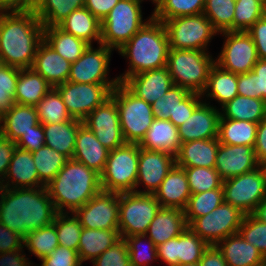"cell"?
I'll return each instance as SVG.
<instances>
[{"label":"cell","instance_id":"obj_1","mask_svg":"<svg viewBox=\"0 0 266 266\" xmlns=\"http://www.w3.org/2000/svg\"><path fill=\"white\" fill-rule=\"evenodd\" d=\"M58 214L46 186L0 191V223L22 237L52 224Z\"/></svg>","mask_w":266,"mask_h":266},{"label":"cell","instance_id":"obj_2","mask_svg":"<svg viewBox=\"0 0 266 266\" xmlns=\"http://www.w3.org/2000/svg\"><path fill=\"white\" fill-rule=\"evenodd\" d=\"M44 27L29 7L16 12H2L0 57L4 65L31 68L38 46L43 41Z\"/></svg>","mask_w":266,"mask_h":266},{"label":"cell","instance_id":"obj_3","mask_svg":"<svg viewBox=\"0 0 266 266\" xmlns=\"http://www.w3.org/2000/svg\"><path fill=\"white\" fill-rule=\"evenodd\" d=\"M117 51L129 60V69L118 76L122 83L132 75L166 67L169 38L164 23L152 17Z\"/></svg>","mask_w":266,"mask_h":266},{"label":"cell","instance_id":"obj_4","mask_svg":"<svg viewBox=\"0 0 266 266\" xmlns=\"http://www.w3.org/2000/svg\"><path fill=\"white\" fill-rule=\"evenodd\" d=\"M46 189L58 213H72L102 190L100 174L69 159Z\"/></svg>","mask_w":266,"mask_h":266},{"label":"cell","instance_id":"obj_5","mask_svg":"<svg viewBox=\"0 0 266 266\" xmlns=\"http://www.w3.org/2000/svg\"><path fill=\"white\" fill-rule=\"evenodd\" d=\"M214 64L208 51L169 48L166 67L174 85L201 94Z\"/></svg>","mask_w":266,"mask_h":266},{"label":"cell","instance_id":"obj_6","mask_svg":"<svg viewBox=\"0 0 266 266\" xmlns=\"http://www.w3.org/2000/svg\"><path fill=\"white\" fill-rule=\"evenodd\" d=\"M143 1L119 0L101 22L100 44L118 50L141 29L152 18L143 20Z\"/></svg>","mask_w":266,"mask_h":266},{"label":"cell","instance_id":"obj_7","mask_svg":"<svg viewBox=\"0 0 266 266\" xmlns=\"http://www.w3.org/2000/svg\"><path fill=\"white\" fill-rule=\"evenodd\" d=\"M110 97L117 104L125 141L139 144L154 119L151 104L134 95L122 82L111 91Z\"/></svg>","mask_w":266,"mask_h":266},{"label":"cell","instance_id":"obj_8","mask_svg":"<svg viewBox=\"0 0 266 266\" xmlns=\"http://www.w3.org/2000/svg\"><path fill=\"white\" fill-rule=\"evenodd\" d=\"M138 143H126L109 152L103 172L101 188L115 193L135 192L139 161Z\"/></svg>","mask_w":266,"mask_h":266},{"label":"cell","instance_id":"obj_9","mask_svg":"<svg viewBox=\"0 0 266 266\" xmlns=\"http://www.w3.org/2000/svg\"><path fill=\"white\" fill-rule=\"evenodd\" d=\"M169 38V48L207 51L210 40L219 32L201 13L180 16L164 22Z\"/></svg>","mask_w":266,"mask_h":266},{"label":"cell","instance_id":"obj_10","mask_svg":"<svg viewBox=\"0 0 266 266\" xmlns=\"http://www.w3.org/2000/svg\"><path fill=\"white\" fill-rule=\"evenodd\" d=\"M160 208V203L154 194L120 193L119 233L121 238L145 234Z\"/></svg>","mask_w":266,"mask_h":266},{"label":"cell","instance_id":"obj_11","mask_svg":"<svg viewBox=\"0 0 266 266\" xmlns=\"http://www.w3.org/2000/svg\"><path fill=\"white\" fill-rule=\"evenodd\" d=\"M224 202L245 215L253 214L266 197V172L261 165L255 170L223 180Z\"/></svg>","mask_w":266,"mask_h":266},{"label":"cell","instance_id":"obj_12","mask_svg":"<svg viewBox=\"0 0 266 266\" xmlns=\"http://www.w3.org/2000/svg\"><path fill=\"white\" fill-rule=\"evenodd\" d=\"M245 214L231 204L223 202L205 216L195 218L188 227L209 245L237 234Z\"/></svg>","mask_w":266,"mask_h":266},{"label":"cell","instance_id":"obj_13","mask_svg":"<svg viewBox=\"0 0 266 266\" xmlns=\"http://www.w3.org/2000/svg\"><path fill=\"white\" fill-rule=\"evenodd\" d=\"M118 84H86L66 81L56 86L68 113L72 118L83 120L96 107L111 96Z\"/></svg>","mask_w":266,"mask_h":266},{"label":"cell","instance_id":"obj_14","mask_svg":"<svg viewBox=\"0 0 266 266\" xmlns=\"http://www.w3.org/2000/svg\"><path fill=\"white\" fill-rule=\"evenodd\" d=\"M221 34L226 39L215 63L235 74L251 71L259 58L250 34L247 31H225Z\"/></svg>","mask_w":266,"mask_h":266},{"label":"cell","instance_id":"obj_15","mask_svg":"<svg viewBox=\"0 0 266 266\" xmlns=\"http://www.w3.org/2000/svg\"><path fill=\"white\" fill-rule=\"evenodd\" d=\"M98 48V49H97ZM93 48L89 45L82 56L74 63H71L69 82L86 84H119L118 77H108L110 57L112 48L99 44V47Z\"/></svg>","mask_w":266,"mask_h":266},{"label":"cell","instance_id":"obj_16","mask_svg":"<svg viewBox=\"0 0 266 266\" xmlns=\"http://www.w3.org/2000/svg\"><path fill=\"white\" fill-rule=\"evenodd\" d=\"M73 213L84 228L119 230V193L101 190Z\"/></svg>","mask_w":266,"mask_h":266},{"label":"cell","instance_id":"obj_17","mask_svg":"<svg viewBox=\"0 0 266 266\" xmlns=\"http://www.w3.org/2000/svg\"><path fill=\"white\" fill-rule=\"evenodd\" d=\"M82 121L95 134L98 141L110 151L127 143L121 130L117 104L111 97Z\"/></svg>","mask_w":266,"mask_h":266},{"label":"cell","instance_id":"obj_18","mask_svg":"<svg viewBox=\"0 0 266 266\" xmlns=\"http://www.w3.org/2000/svg\"><path fill=\"white\" fill-rule=\"evenodd\" d=\"M174 165V155L161 151L146 150L140 147L135 193L154 194ZM141 183L145 185L147 190H136L139 185H142Z\"/></svg>","mask_w":266,"mask_h":266},{"label":"cell","instance_id":"obj_19","mask_svg":"<svg viewBox=\"0 0 266 266\" xmlns=\"http://www.w3.org/2000/svg\"><path fill=\"white\" fill-rule=\"evenodd\" d=\"M259 166L254 147L219 143L215 169L223 180L251 172Z\"/></svg>","mask_w":266,"mask_h":266},{"label":"cell","instance_id":"obj_20","mask_svg":"<svg viewBox=\"0 0 266 266\" xmlns=\"http://www.w3.org/2000/svg\"><path fill=\"white\" fill-rule=\"evenodd\" d=\"M220 113L219 108L206 103L205 99L178 127L180 142L217 138Z\"/></svg>","mask_w":266,"mask_h":266},{"label":"cell","instance_id":"obj_21","mask_svg":"<svg viewBox=\"0 0 266 266\" xmlns=\"http://www.w3.org/2000/svg\"><path fill=\"white\" fill-rule=\"evenodd\" d=\"M123 84L138 98L152 104L173 85L167 67L145 71L128 77Z\"/></svg>","mask_w":266,"mask_h":266},{"label":"cell","instance_id":"obj_22","mask_svg":"<svg viewBox=\"0 0 266 266\" xmlns=\"http://www.w3.org/2000/svg\"><path fill=\"white\" fill-rule=\"evenodd\" d=\"M4 179L5 180L1 182V186L5 188L44 187V185L40 182L38 172L32 158V152L19 147H16L14 150Z\"/></svg>","mask_w":266,"mask_h":266},{"label":"cell","instance_id":"obj_23","mask_svg":"<svg viewBox=\"0 0 266 266\" xmlns=\"http://www.w3.org/2000/svg\"><path fill=\"white\" fill-rule=\"evenodd\" d=\"M154 195L161 207L184 210L191 196L185 169L174 165Z\"/></svg>","mask_w":266,"mask_h":266},{"label":"cell","instance_id":"obj_24","mask_svg":"<svg viewBox=\"0 0 266 266\" xmlns=\"http://www.w3.org/2000/svg\"><path fill=\"white\" fill-rule=\"evenodd\" d=\"M40 74L52 87L68 80L71 63L54 51L44 40L38 46L31 67Z\"/></svg>","mask_w":266,"mask_h":266},{"label":"cell","instance_id":"obj_25","mask_svg":"<svg viewBox=\"0 0 266 266\" xmlns=\"http://www.w3.org/2000/svg\"><path fill=\"white\" fill-rule=\"evenodd\" d=\"M110 150L105 148L95 134L82 124L76 136L73 160L85 164L88 168L101 174Z\"/></svg>","mask_w":266,"mask_h":266},{"label":"cell","instance_id":"obj_26","mask_svg":"<svg viewBox=\"0 0 266 266\" xmlns=\"http://www.w3.org/2000/svg\"><path fill=\"white\" fill-rule=\"evenodd\" d=\"M186 228H188V224L184 210L161 207L150 223L145 235L154 242L155 246H158L178 237Z\"/></svg>","mask_w":266,"mask_h":266},{"label":"cell","instance_id":"obj_27","mask_svg":"<svg viewBox=\"0 0 266 266\" xmlns=\"http://www.w3.org/2000/svg\"><path fill=\"white\" fill-rule=\"evenodd\" d=\"M218 146V138L181 143L178 153L175 155V165L178 167L215 168Z\"/></svg>","mask_w":266,"mask_h":266},{"label":"cell","instance_id":"obj_28","mask_svg":"<svg viewBox=\"0 0 266 266\" xmlns=\"http://www.w3.org/2000/svg\"><path fill=\"white\" fill-rule=\"evenodd\" d=\"M216 246L228 266H260L266 261L262 253L239 233L224 238Z\"/></svg>","mask_w":266,"mask_h":266},{"label":"cell","instance_id":"obj_29","mask_svg":"<svg viewBox=\"0 0 266 266\" xmlns=\"http://www.w3.org/2000/svg\"><path fill=\"white\" fill-rule=\"evenodd\" d=\"M39 123L35 106L14 103L12 108L0 117V134L16 142Z\"/></svg>","mask_w":266,"mask_h":266},{"label":"cell","instance_id":"obj_30","mask_svg":"<svg viewBox=\"0 0 266 266\" xmlns=\"http://www.w3.org/2000/svg\"><path fill=\"white\" fill-rule=\"evenodd\" d=\"M180 145L178 127L170 120L156 118L139 143L143 149L166 152L174 156L178 153Z\"/></svg>","mask_w":266,"mask_h":266},{"label":"cell","instance_id":"obj_31","mask_svg":"<svg viewBox=\"0 0 266 266\" xmlns=\"http://www.w3.org/2000/svg\"><path fill=\"white\" fill-rule=\"evenodd\" d=\"M58 27L68 34L92 45L93 41L101 42V21L85 6L72 11Z\"/></svg>","mask_w":266,"mask_h":266},{"label":"cell","instance_id":"obj_32","mask_svg":"<svg viewBox=\"0 0 266 266\" xmlns=\"http://www.w3.org/2000/svg\"><path fill=\"white\" fill-rule=\"evenodd\" d=\"M82 124V120L75 118L62 123L44 124L45 145L72 159L76 136Z\"/></svg>","mask_w":266,"mask_h":266},{"label":"cell","instance_id":"obj_33","mask_svg":"<svg viewBox=\"0 0 266 266\" xmlns=\"http://www.w3.org/2000/svg\"><path fill=\"white\" fill-rule=\"evenodd\" d=\"M121 239L119 230L87 229L81 231L78 256L81 263L92 262Z\"/></svg>","mask_w":266,"mask_h":266},{"label":"cell","instance_id":"obj_34","mask_svg":"<svg viewBox=\"0 0 266 266\" xmlns=\"http://www.w3.org/2000/svg\"><path fill=\"white\" fill-rule=\"evenodd\" d=\"M238 74L222 69L216 63L212 66L206 87L201 96L215 99L223 106L238 95Z\"/></svg>","mask_w":266,"mask_h":266},{"label":"cell","instance_id":"obj_35","mask_svg":"<svg viewBox=\"0 0 266 266\" xmlns=\"http://www.w3.org/2000/svg\"><path fill=\"white\" fill-rule=\"evenodd\" d=\"M86 0H30L43 27L58 26L69 14L85 6Z\"/></svg>","mask_w":266,"mask_h":266},{"label":"cell","instance_id":"obj_36","mask_svg":"<svg viewBox=\"0 0 266 266\" xmlns=\"http://www.w3.org/2000/svg\"><path fill=\"white\" fill-rule=\"evenodd\" d=\"M52 86L32 68L21 69L18 76L15 103L35 106Z\"/></svg>","mask_w":266,"mask_h":266},{"label":"cell","instance_id":"obj_37","mask_svg":"<svg viewBox=\"0 0 266 266\" xmlns=\"http://www.w3.org/2000/svg\"><path fill=\"white\" fill-rule=\"evenodd\" d=\"M220 110H222L220 111V118L245 120L254 123H259L266 118V102L264 100L241 95H237L226 102Z\"/></svg>","mask_w":266,"mask_h":266},{"label":"cell","instance_id":"obj_38","mask_svg":"<svg viewBox=\"0 0 266 266\" xmlns=\"http://www.w3.org/2000/svg\"><path fill=\"white\" fill-rule=\"evenodd\" d=\"M43 40L70 63L80 58L89 46L85 41L64 32L58 26L44 27Z\"/></svg>","mask_w":266,"mask_h":266},{"label":"cell","instance_id":"obj_39","mask_svg":"<svg viewBox=\"0 0 266 266\" xmlns=\"http://www.w3.org/2000/svg\"><path fill=\"white\" fill-rule=\"evenodd\" d=\"M258 123L245 120L220 118L218 141L228 145H246L254 147Z\"/></svg>","mask_w":266,"mask_h":266},{"label":"cell","instance_id":"obj_40","mask_svg":"<svg viewBox=\"0 0 266 266\" xmlns=\"http://www.w3.org/2000/svg\"><path fill=\"white\" fill-rule=\"evenodd\" d=\"M206 0H152L155 4L152 17L162 21L180 16L201 14Z\"/></svg>","mask_w":266,"mask_h":266},{"label":"cell","instance_id":"obj_41","mask_svg":"<svg viewBox=\"0 0 266 266\" xmlns=\"http://www.w3.org/2000/svg\"><path fill=\"white\" fill-rule=\"evenodd\" d=\"M32 158L36 166L40 182L47 186L59 170L69 160L65 155L57 152L47 145L32 152Z\"/></svg>","mask_w":266,"mask_h":266},{"label":"cell","instance_id":"obj_42","mask_svg":"<svg viewBox=\"0 0 266 266\" xmlns=\"http://www.w3.org/2000/svg\"><path fill=\"white\" fill-rule=\"evenodd\" d=\"M39 122L55 124L70 121L72 116L68 113L59 91L52 87L49 92L35 105Z\"/></svg>","mask_w":266,"mask_h":266},{"label":"cell","instance_id":"obj_43","mask_svg":"<svg viewBox=\"0 0 266 266\" xmlns=\"http://www.w3.org/2000/svg\"><path fill=\"white\" fill-rule=\"evenodd\" d=\"M238 95L266 102V60L259 59L248 73L238 74Z\"/></svg>","mask_w":266,"mask_h":266},{"label":"cell","instance_id":"obj_44","mask_svg":"<svg viewBox=\"0 0 266 266\" xmlns=\"http://www.w3.org/2000/svg\"><path fill=\"white\" fill-rule=\"evenodd\" d=\"M224 202L223 188L207 190L189 197L184 214L189 225L195 218L205 216Z\"/></svg>","mask_w":266,"mask_h":266},{"label":"cell","instance_id":"obj_45","mask_svg":"<svg viewBox=\"0 0 266 266\" xmlns=\"http://www.w3.org/2000/svg\"><path fill=\"white\" fill-rule=\"evenodd\" d=\"M59 245L55 225L41 227L38 230L30 231L24 237V247L38 259L51 254Z\"/></svg>","mask_w":266,"mask_h":266},{"label":"cell","instance_id":"obj_46","mask_svg":"<svg viewBox=\"0 0 266 266\" xmlns=\"http://www.w3.org/2000/svg\"><path fill=\"white\" fill-rule=\"evenodd\" d=\"M235 0H206L203 14L219 32L233 31Z\"/></svg>","mask_w":266,"mask_h":266},{"label":"cell","instance_id":"obj_47","mask_svg":"<svg viewBox=\"0 0 266 266\" xmlns=\"http://www.w3.org/2000/svg\"><path fill=\"white\" fill-rule=\"evenodd\" d=\"M209 244L201 239L189 227L177 237V259L179 264L199 262Z\"/></svg>","mask_w":266,"mask_h":266},{"label":"cell","instance_id":"obj_48","mask_svg":"<svg viewBox=\"0 0 266 266\" xmlns=\"http://www.w3.org/2000/svg\"><path fill=\"white\" fill-rule=\"evenodd\" d=\"M58 213L53 224L55 225L59 246L66 247L78 252L80 235L83 227L79 219L72 212Z\"/></svg>","mask_w":266,"mask_h":266},{"label":"cell","instance_id":"obj_49","mask_svg":"<svg viewBox=\"0 0 266 266\" xmlns=\"http://www.w3.org/2000/svg\"><path fill=\"white\" fill-rule=\"evenodd\" d=\"M185 169L191 194L222 188L223 179L215 168L181 167Z\"/></svg>","mask_w":266,"mask_h":266},{"label":"cell","instance_id":"obj_50","mask_svg":"<svg viewBox=\"0 0 266 266\" xmlns=\"http://www.w3.org/2000/svg\"><path fill=\"white\" fill-rule=\"evenodd\" d=\"M264 0H236L233 31H247L258 19L263 17Z\"/></svg>","mask_w":266,"mask_h":266},{"label":"cell","instance_id":"obj_51","mask_svg":"<svg viewBox=\"0 0 266 266\" xmlns=\"http://www.w3.org/2000/svg\"><path fill=\"white\" fill-rule=\"evenodd\" d=\"M191 92L186 88L172 85L162 97L151 104L154 118L169 120L174 116L179 102L183 101Z\"/></svg>","mask_w":266,"mask_h":266},{"label":"cell","instance_id":"obj_52","mask_svg":"<svg viewBox=\"0 0 266 266\" xmlns=\"http://www.w3.org/2000/svg\"><path fill=\"white\" fill-rule=\"evenodd\" d=\"M20 68L4 65L0 68V117L15 103L16 86Z\"/></svg>","mask_w":266,"mask_h":266},{"label":"cell","instance_id":"obj_53","mask_svg":"<svg viewBox=\"0 0 266 266\" xmlns=\"http://www.w3.org/2000/svg\"><path fill=\"white\" fill-rule=\"evenodd\" d=\"M148 238V240L146 238ZM144 241L147 240V246L148 249L145 250L142 249V246H144ZM125 241L127 242L128 249H129V256L131 261V266H149L151 261L158 260L157 258V248L154 244V242L147 237L145 234L141 235H134V236H128L125 238Z\"/></svg>","mask_w":266,"mask_h":266},{"label":"cell","instance_id":"obj_54","mask_svg":"<svg viewBox=\"0 0 266 266\" xmlns=\"http://www.w3.org/2000/svg\"><path fill=\"white\" fill-rule=\"evenodd\" d=\"M238 233L266 258V223L253 214H247L242 220Z\"/></svg>","mask_w":266,"mask_h":266},{"label":"cell","instance_id":"obj_55","mask_svg":"<svg viewBox=\"0 0 266 266\" xmlns=\"http://www.w3.org/2000/svg\"><path fill=\"white\" fill-rule=\"evenodd\" d=\"M92 263L93 266H131L127 242L121 238L95 258Z\"/></svg>","mask_w":266,"mask_h":266},{"label":"cell","instance_id":"obj_56","mask_svg":"<svg viewBox=\"0 0 266 266\" xmlns=\"http://www.w3.org/2000/svg\"><path fill=\"white\" fill-rule=\"evenodd\" d=\"M39 260L42 261L41 266H83L77 251L59 245L51 254Z\"/></svg>","mask_w":266,"mask_h":266},{"label":"cell","instance_id":"obj_57","mask_svg":"<svg viewBox=\"0 0 266 266\" xmlns=\"http://www.w3.org/2000/svg\"><path fill=\"white\" fill-rule=\"evenodd\" d=\"M201 94L191 92L183 101L179 102L174 116H170L169 120L179 127L187 118L191 116L193 111L203 102Z\"/></svg>","mask_w":266,"mask_h":266},{"label":"cell","instance_id":"obj_58","mask_svg":"<svg viewBox=\"0 0 266 266\" xmlns=\"http://www.w3.org/2000/svg\"><path fill=\"white\" fill-rule=\"evenodd\" d=\"M16 146L34 152L45 145V134L41 123L24 133L16 142Z\"/></svg>","mask_w":266,"mask_h":266},{"label":"cell","instance_id":"obj_59","mask_svg":"<svg viewBox=\"0 0 266 266\" xmlns=\"http://www.w3.org/2000/svg\"><path fill=\"white\" fill-rule=\"evenodd\" d=\"M24 248V237L0 223V253Z\"/></svg>","mask_w":266,"mask_h":266},{"label":"cell","instance_id":"obj_60","mask_svg":"<svg viewBox=\"0 0 266 266\" xmlns=\"http://www.w3.org/2000/svg\"><path fill=\"white\" fill-rule=\"evenodd\" d=\"M247 32L255 43L258 58L266 60V19H258Z\"/></svg>","mask_w":266,"mask_h":266},{"label":"cell","instance_id":"obj_61","mask_svg":"<svg viewBox=\"0 0 266 266\" xmlns=\"http://www.w3.org/2000/svg\"><path fill=\"white\" fill-rule=\"evenodd\" d=\"M16 147L17 146L14 141H11L0 134V181L1 182L4 180V177L7 174L9 164Z\"/></svg>","mask_w":266,"mask_h":266},{"label":"cell","instance_id":"obj_62","mask_svg":"<svg viewBox=\"0 0 266 266\" xmlns=\"http://www.w3.org/2000/svg\"><path fill=\"white\" fill-rule=\"evenodd\" d=\"M156 248L158 259L163 260L168 266L179 265V260L177 259V237L156 246Z\"/></svg>","mask_w":266,"mask_h":266},{"label":"cell","instance_id":"obj_63","mask_svg":"<svg viewBox=\"0 0 266 266\" xmlns=\"http://www.w3.org/2000/svg\"><path fill=\"white\" fill-rule=\"evenodd\" d=\"M118 2L119 0H86L85 7L102 22Z\"/></svg>","mask_w":266,"mask_h":266},{"label":"cell","instance_id":"obj_64","mask_svg":"<svg viewBox=\"0 0 266 266\" xmlns=\"http://www.w3.org/2000/svg\"><path fill=\"white\" fill-rule=\"evenodd\" d=\"M254 151L258 162L263 165L266 162V118L258 123Z\"/></svg>","mask_w":266,"mask_h":266},{"label":"cell","instance_id":"obj_65","mask_svg":"<svg viewBox=\"0 0 266 266\" xmlns=\"http://www.w3.org/2000/svg\"><path fill=\"white\" fill-rule=\"evenodd\" d=\"M198 266H228L216 245H209L198 262Z\"/></svg>","mask_w":266,"mask_h":266},{"label":"cell","instance_id":"obj_66","mask_svg":"<svg viewBox=\"0 0 266 266\" xmlns=\"http://www.w3.org/2000/svg\"><path fill=\"white\" fill-rule=\"evenodd\" d=\"M24 249L0 253V266H33L32 261L21 252Z\"/></svg>","mask_w":266,"mask_h":266},{"label":"cell","instance_id":"obj_67","mask_svg":"<svg viewBox=\"0 0 266 266\" xmlns=\"http://www.w3.org/2000/svg\"><path fill=\"white\" fill-rule=\"evenodd\" d=\"M30 7V0H0V11L16 12Z\"/></svg>","mask_w":266,"mask_h":266},{"label":"cell","instance_id":"obj_68","mask_svg":"<svg viewBox=\"0 0 266 266\" xmlns=\"http://www.w3.org/2000/svg\"><path fill=\"white\" fill-rule=\"evenodd\" d=\"M253 215L260 221L266 223V197L259 203Z\"/></svg>","mask_w":266,"mask_h":266},{"label":"cell","instance_id":"obj_69","mask_svg":"<svg viewBox=\"0 0 266 266\" xmlns=\"http://www.w3.org/2000/svg\"><path fill=\"white\" fill-rule=\"evenodd\" d=\"M263 17L266 19V0L263 1Z\"/></svg>","mask_w":266,"mask_h":266},{"label":"cell","instance_id":"obj_70","mask_svg":"<svg viewBox=\"0 0 266 266\" xmlns=\"http://www.w3.org/2000/svg\"><path fill=\"white\" fill-rule=\"evenodd\" d=\"M178 266H198V263H196V264H179Z\"/></svg>","mask_w":266,"mask_h":266},{"label":"cell","instance_id":"obj_71","mask_svg":"<svg viewBox=\"0 0 266 266\" xmlns=\"http://www.w3.org/2000/svg\"><path fill=\"white\" fill-rule=\"evenodd\" d=\"M2 66H4V63H3L2 58L0 57V68H1Z\"/></svg>","mask_w":266,"mask_h":266},{"label":"cell","instance_id":"obj_72","mask_svg":"<svg viewBox=\"0 0 266 266\" xmlns=\"http://www.w3.org/2000/svg\"><path fill=\"white\" fill-rule=\"evenodd\" d=\"M1 23H2V11H0V26H1Z\"/></svg>","mask_w":266,"mask_h":266},{"label":"cell","instance_id":"obj_73","mask_svg":"<svg viewBox=\"0 0 266 266\" xmlns=\"http://www.w3.org/2000/svg\"><path fill=\"white\" fill-rule=\"evenodd\" d=\"M265 169V172H266V162L262 165Z\"/></svg>","mask_w":266,"mask_h":266},{"label":"cell","instance_id":"obj_74","mask_svg":"<svg viewBox=\"0 0 266 266\" xmlns=\"http://www.w3.org/2000/svg\"><path fill=\"white\" fill-rule=\"evenodd\" d=\"M260 266H266V261L264 263H262Z\"/></svg>","mask_w":266,"mask_h":266}]
</instances>
